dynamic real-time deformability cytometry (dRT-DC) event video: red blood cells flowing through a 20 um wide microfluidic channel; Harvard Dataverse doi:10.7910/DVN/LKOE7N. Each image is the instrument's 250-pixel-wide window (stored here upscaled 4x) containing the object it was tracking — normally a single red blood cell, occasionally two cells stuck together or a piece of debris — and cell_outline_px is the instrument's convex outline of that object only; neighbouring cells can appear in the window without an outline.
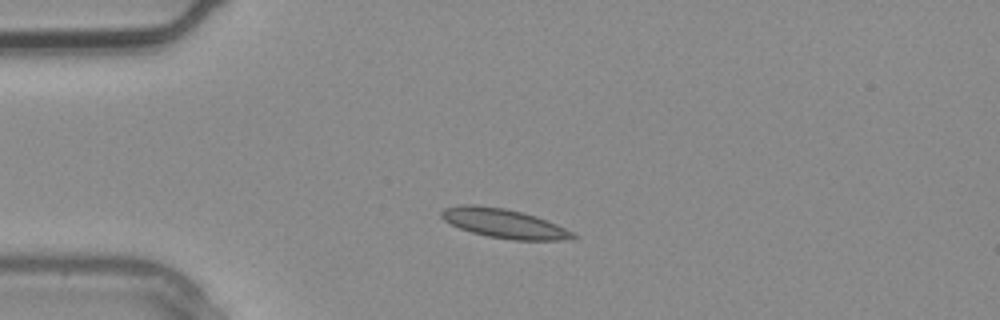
{"species": "common noctule bat (a hibernating species)", "species_latin": "Nyctalus noctula", "temperature_condition": "warm", "stored_images_in_passage": 1, "camera_frame_rate_fps": 3000, "um_per_image_px": 0.085, "animal": {"sex": "male", "body_mass_g": 20.4}, "frame": {"image": 1, "passage_image": 1, "time_ms": 0.0, "image_size_px": [1000, 320], "cell_outline_px": [[580, 236], [576, 240], [516, 240], [488, 236], [472, 232], [460, 228], [444, 220], [440, 216], [440, 212], [444, 208], [460, 204], [476, 204], [504, 208], [536, 216], [556, 224]], "centroid_in_image_um": [42.86, 18.99], "position_along_channel_um": 42.1, "area_um2": 22.43}}